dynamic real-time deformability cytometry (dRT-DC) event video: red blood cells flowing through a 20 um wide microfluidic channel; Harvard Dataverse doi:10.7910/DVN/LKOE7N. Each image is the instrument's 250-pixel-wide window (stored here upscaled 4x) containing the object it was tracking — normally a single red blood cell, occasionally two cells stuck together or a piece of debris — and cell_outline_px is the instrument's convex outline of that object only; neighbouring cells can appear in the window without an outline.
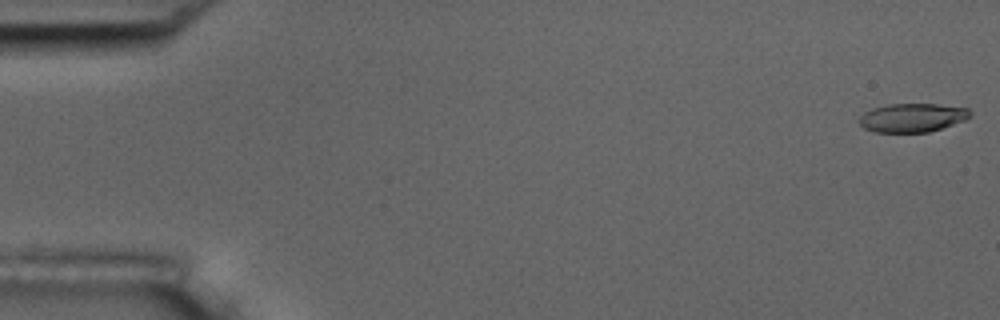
{"species": "common noctule bat (a hibernating species)", "species_latin": "Nyctalus noctula", "temperature_condition": "room temperature", "stored_images_in_passage": 54, "camera_frame_rate_fps": 3000, "um_per_image_px": 0.085, "animal": {"sex": "male", "body_mass_g": 17.5, "forearm_length_mm": 52.3}, "frame": {"image": 1, "passage_image": 1, "time_ms": 0.0, "image_size_px": [1000, 320], "cell_outline_px": [[972, 116], [968, 120], [928, 132], [872, 132], [864, 128], [860, 124], [860, 116], [864, 112], [872, 108], [888, 104], [936, 104], [968, 108], [972, 112]], "centroid_in_image_um": [77.58, 10.0], "position_along_channel_um": 7.4, "area_um2": 18.73}}
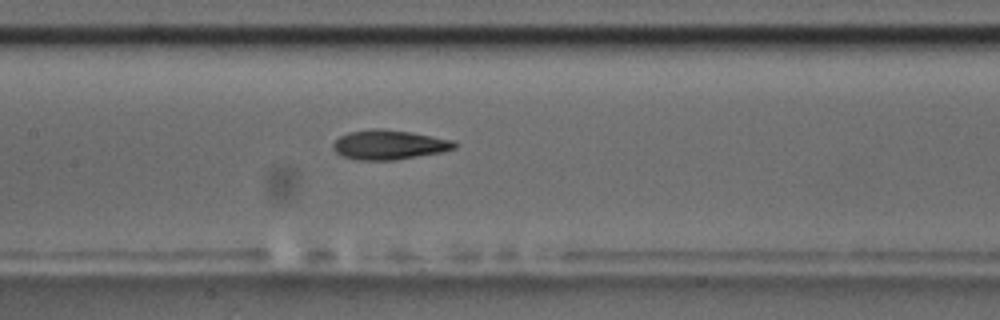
{"frame": {"image": 2, "passage_image": 26, "time_ms": 8.333, "image_size_px": [1000, 320], "cell_outline_px": [[460, 144], [456, 148], [440, 152], [396, 160], [356, 160], [344, 156], [336, 152], [332, 148], [332, 144], [340, 136], [348, 132], [372, 128], [384, 128], [412, 132], [452, 140]], "centroid_in_image_um": [33.07, 12.29], "position_along_channel_um": 174.3, "area_um2": 21.04}}
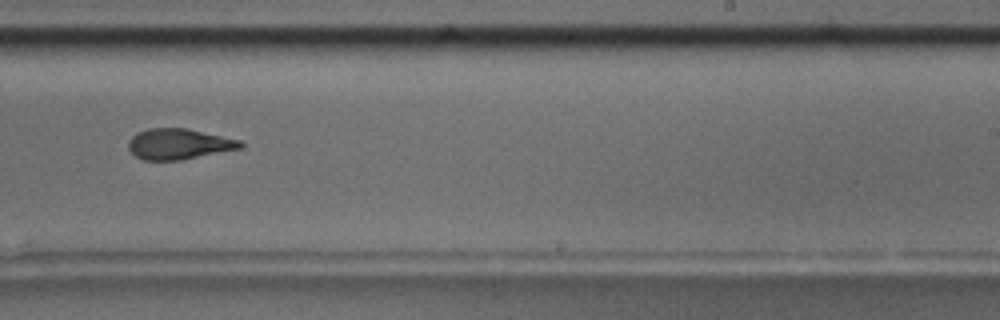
{"frame": {"image": 3, "passage_image": 34, "time_ms": 11.0, "image_size_px": [1000, 320], "cell_outline_px": [[244, 148], [180, 160], [144, 160], [136, 156], [128, 148], [128, 140], [136, 132], [148, 128], [188, 128], [240, 140], [244, 144]], "centroid_in_image_um": [15.21, 12.23], "position_along_channel_um": 273.8, "area_um2": 20.17}, "authors_computed_cell_mechanics": {"area_um2": 20.1722, "velocity_mm_per_s": 3.7452, "shape_relaxation_time_tau1_ms": 4.7821, "shape_relaxation_time_tau2_ms": 1.972, "deformation_change_tau1": 0.1965, "deformation_change_tau2": 0.1046}}